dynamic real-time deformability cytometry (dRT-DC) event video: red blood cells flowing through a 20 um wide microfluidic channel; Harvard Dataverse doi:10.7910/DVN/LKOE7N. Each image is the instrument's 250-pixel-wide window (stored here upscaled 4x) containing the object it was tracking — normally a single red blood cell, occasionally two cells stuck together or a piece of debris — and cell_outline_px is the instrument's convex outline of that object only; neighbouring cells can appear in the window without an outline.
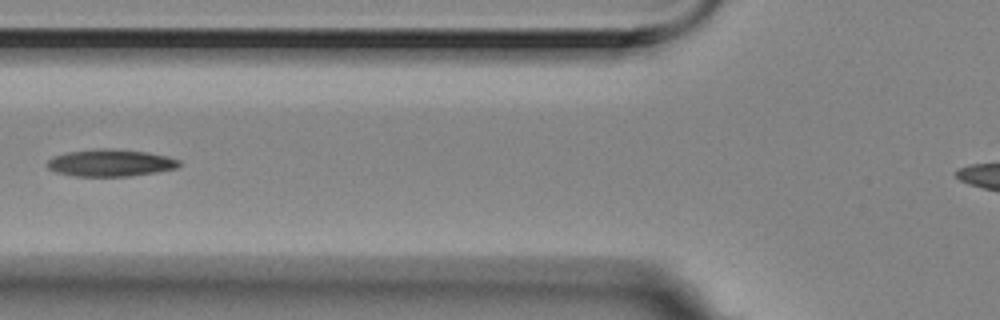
{"species": "Egyptian fruit bat (a non-hibernating species)", "species_latin": "Rousettus aegyptiacus", "temperature_condition": "room temperature", "stored_images_in_passage": 3, "camera_frame_rate_fps": 3000, "um_per_image_px": 0.085, "animal": {"sex": "female"}, "frame": {"image": 1, "passage_image": 3, "time_ms": 0.667, "image_size_px": [1000, 320], "cell_outline_px": [[180, 164], [176, 168], [156, 172], [128, 176], [72, 176], [56, 172], [48, 168], [44, 164], [52, 156], [64, 152], [100, 148], [112, 148], [148, 152], [168, 156], [180, 160]], "centroid_in_image_um": [9.34, 13.83], "position_along_channel_um": 116.5, "area_um2": 21.1}}